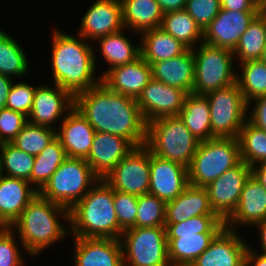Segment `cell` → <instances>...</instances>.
Instances as JSON below:
<instances>
[{
    "label": "cell",
    "mask_w": 266,
    "mask_h": 266,
    "mask_svg": "<svg viewBox=\"0 0 266 266\" xmlns=\"http://www.w3.org/2000/svg\"><path fill=\"white\" fill-rule=\"evenodd\" d=\"M74 106L96 132L121 136L135 147L146 144L147 123L136 99L111 91L100 82L78 93Z\"/></svg>",
    "instance_id": "obj_1"
},
{
    "label": "cell",
    "mask_w": 266,
    "mask_h": 266,
    "mask_svg": "<svg viewBox=\"0 0 266 266\" xmlns=\"http://www.w3.org/2000/svg\"><path fill=\"white\" fill-rule=\"evenodd\" d=\"M52 33L51 70L54 84L69 91L74 97L98 85L101 78L95 76L96 53L94 45L85 38L68 35L59 29ZM77 37V38H76Z\"/></svg>",
    "instance_id": "obj_2"
},
{
    "label": "cell",
    "mask_w": 266,
    "mask_h": 266,
    "mask_svg": "<svg viewBox=\"0 0 266 266\" xmlns=\"http://www.w3.org/2000/svg\"><path fill=\"white\" fill-rule=\"evenodd\" d=\"M69 209L51 202L39 194L34 197L21 212L19 218L10 227L18 234L20 246L32 257H38L49 246L64 240L68 236Z\"/></svg>",
    "instance_id": "obj_3"
},
{
    "label": "cell",
    "mask_w": 266,
    "mask_h": 266,
    "mask_svg": "<svg viewBox=\"0 0 266 266\" xmlns=\"http://www.w3.org/2000/svg\"><path fill=\"white\" fill-rule=\"evenodd\" d=\"M69 226L73 237L120 239L123 231L114 209V190L103 179L69 210Z\"/></svg>",
    "instance_id": "obj_4"
},
{
    "label": "cell",
    "mask_w": 266,
    "mask_h": 266,
    "mask_svg": "<svg viewBox=\"0 0 266 266\" xmlns=\"http://www.w3.org/2000/svg\"><path fill=\"white\" fill-rule=\"evenodd\" d=\"M217 215H199L175 224H165L171 266H191L225 228Z\"/></svg>",
    "instance_id": "obj_5"
},
{
    "label": "cell",
    "mask_w": 266,
    "mask_h": 266,
    "mask_svg": "<svg viewBox=\"0 0 266 266\" xmlns=\"http://www.w3.org/2000/svg\"><path fill=\"white\" fill-rule=\"evenodd\" d=\"M199 143L179 116H165L147 123L145 145L150 152L186 168Z\"/></svg>",
    "instance_id": "obj_6"
},
{
    "label": "cell",
    "mask_w": 266,
    "mask_h": 266,
    "mask_svg": "<svg viewBox=\"0 0 266 266\" xmlns=\"http://www.w3.org/2000/svg\"><path fill=\"white\" fill-rule=\"evenodd\" d=\"M99 180L85 159L67 157L38 194L70 210Z\"/></svg>",
    "instance_id": "obj_7"
},
{
    "label": "cell",
    "mask_w": 266,
    "mask_h": 266,
    "mask_svg": "<svg viewBox=\"0 0 266 266\" xmlns=\"http://www.w3.org/2000/svg\"><path fill=\"white\" fill-rule=\"evenodd\" d=\"M240 162L238 138L214 137L202 141L188 167V182L192 186L206 187Z\"/></svg>",
    "instance_id": "obj_8"
},
{
    "label": "cell",
    "mask_w": 266,
    "mask_h": 266,
    "mask_svg": "<svg viewBox=\"0 0 266 266\" xmlns=\"http://www.w3.org/2000/svg\"><path fill=\"white\" fill-rule=\"evenodd\" d=\"M193 50L195 95H206L211 91L223 89L236 83L233 52L226 48L200 43Z\"/></svg>",
    "instance_id": "obj_9"
},
{
    "label": "cell",
    "mask_w": 266,
    "mask_h": 266,
    "mask_svg": "<svg viewBox=\"0 0 266 266\" xmlns=\"http://www.w3.org/2000/svg\"><path fill=\"white\" fill-rule=\"evenodd\" d=\"M120 242L124 266H171L165 227H132Z\"/></svg>",
    "instance_id": "obj_10"
},
{
    "label": "cell",
    "mask_w": 266,
    "mask_h": 266,
    "mask_svg": "<svg viewBox=\"0 0 266 266\" xmlns=\"http://www.w3.org/2000/svg\"><path fill=\"white\" fill-rule=\"evenodd\" d=\"M210 108V125L213 137L238 138L247 121L248 103L237 83L204 95Z\"/></svg>",
    "instance_id": "obj_11"
},
{
    "label": "cell",
    "mask_w": 266,
    "mask_h": 266,
    "mask_svg": "<svg viewBox=\"0 0 266 266\" xmlns=\"http://www.w3.org/2000/svg\"><path fill=\"white\" fill-rule=\"evenodd\" d=\"M113 190L135 196L149 194L150 150L146 145L132 149L103 179Z\"/></svg>",
    "instance_id": "obj_12"
},
{
    "label": "cell",
    "mask_w": 266,
    "mask_h": 266,
    "mask_svg": "<svg viewBox=\"0 0 266 266\" xmlns=\"http://www.w3.org/2000/svg\"><path fill=\"white\" fill-rule=\"evenodd\" d=\"M250 175L251 167L241 161L205 187L211 207L221 220L226 221L236 209Z\"/></svg>",
    "instance_id": "obj_13"
},
{
    "label": "cell",
    "mask_w": 266,
    "mask_h": 266,
    "mask_svg": "<svg viewBox=\"0 0 266 266\" xmlns=\"http://www.w3.org/2000/svg\"><path fill=\"white\" fill-rule=\"evenodd\" d=\"M187 95L186 91L152 78L137 98V104L148 123L165 116H178Z\"/></svg>",
    "instance_id": "obj_14"
},
{
    "label": "cell",
    "mask_w": 266,
    "mask_h": 266,
    "mask_svg": "<svg viewBox=\"0 0 266 266\" xmlns=\"http://www.w3.org/2000/svg\"><path fill=\"white\" fill-rule=\"evenodd\" d=\"M73 107L74 96L69 91L57 84L50 87L41 83L37 85L28 122L55 129L53 124L62 121Z\"/></svg>",
    "instance_id": "obj_15"
},
{
    "label": "cell",
    "mask_w": 266,
    "mask_h": 266,
    "mask_svg": "<svg viewBox=\"0 0 266 266\" xmlns=\"http://www.w3.org/2000/svg\"><path fill=\"white\" fill-rule=\"evenodd\" d=\"M121 30H126L121 0H96L83 15L77 34L95 42Z\"/></svg>",
    "instance_id": "obj_16"
},
{
    "label": "cell",
    "mask_w": 266,
    "mask_h": 266,
    "mask_svg": "<svg viewBox=\"0 0 266 266\" xmlns=\"http://www.w3.org/2000/svg\"><path fill=\"white\" fill-rule=\"evenodd\" d=\"M259 13L221 9L203 31V43L233 51L242 34Z\"/></svg>",
    "instance_id": "obj_17"
},
{
    "label": "cell",
    "mask_w": 266,
    "mask_h": 266,
    "mask_svg": "<svg viewBox=\"0 0 266 266\" xmlns=\"http://www.w3.org/2000/svg\"><path fill=\"white\" fill-rule=\"evenodd\" d=\"M188 185V168L150 152L149 194L169 202Z\"/></svg>",
    "instance_id": "obj_18"
},
{
    "label": "cell",
    "mask_w": 266,
    "mask_h": 266,
    "mask_svg": "<svg viewBox=\"0 0 266 266\" xmlns=\"http://www.w3.org/2000/svg\"><path fill=\"white\" fill-rule=\"evenodd\" d=\"M74 266H124L120 239L73 237Z\"/></svg>",
    "instance_id": "obj_19"
},
{
    "label": "cell",
    "mask_w": 266,
    "mask_h": 266,
    "mask_svg": "<svg viewBox=\"0 0 266 266\" xmlns=\"http://www.w3.org/2000/svg\"><path fill=\"white\" fill-rule=\"evenodd\" d=\"M242 237L225 227L191 266H245L249 244Z\"/></svg>",
    "instance_id": "obj_20"
},
{
    "label": "cell",
    "mask_w": 266,
    "mask_h": 266,
    "mask_svg": "<svg viewBox=\"0 0 266 266\" xmlns=\"http://www.w3.org/2000/svg\"><path fill=\"white\" fill-rule=\"evenodd\" d=\"M135 146L121 136L95 132L91 150L85 159L93 172L104 179L112 169L132 150Z\"/></svg>",
    "instance_id": "obj_21"
},
{
    "label": "cell",
    "mask_w": 266,
    "mask_h": 266,
    "mask_svg": "<svg viewBox=\"0 0 266 266\" xmlns=\"http://www.w3.org/2000/svg\"><path fill=\"white\" fill-rule=\"evenodd\" d=\"M59 122L61 126L56 129V137L67 157L86 159L96 132L94 128L75 106Z\"/></svg>",
    "instance_id": "obj_22"
},
{
    "label": "cell",
    "mask_w": 266,
    "mask_h": 266,
    "mask_svg": "<svg viewBox=\"0 0 266 266\" xmlns=\"http://www.w3.org/2000/svg\"><path fill=\"white\" fill-rule=\"evenodd\" d=\"M266 220V189L251 174L241 192L239 203L225 221L226 228L238 231V226H254Z\"/></svg>",
    "instance_id": "obj_23"
},
{
    "label": "cell",
    "mask_w": 266,
    "mask_h": 266,
    "mask_svg": "<svg viewBox=\"0 0 266 266\" xmlns=\"http://www.w3.org/2000/svg\"><path fill=\"white\" fill-rule=\"evenodd\" d=\"M151 79L150 64L139 57L132 63L112 68L101 78V82L111 91L137 100Z\"/></svg>",
    "instance_id": "obj_24"
},
{
    "label": "cell",
    "mask_w": 266,
    "mask_h": 266,
    "mask_svg": "<svg viewBox=\"0 0 266 266\" xmlns=\"http://www.w3.org/2000/svg\"><path fill=\"white\" fill-rule=\"evenodd\" d=\"M38 191L26 180L2 176L0 179V226L11 227Z\"/></svg>",
    "instance_id": "obj_25"
},
{
    "label": "cell",
    "mask_w": 266,
    "mask_h": 266,
    "mask_svg": "<svg viewBox=\"0 0 266 266\" xmlns=\"http://www.w3.org/2000/svg\"><path fill=\"white\" fill-rule=\"evenodd\" d=\"M149 64L153 79L179 88L188 94L193 93L195 67L192 49H188L178 57Z\"/></svg>",
    "instance_id": "obj_26"
},
{
    "label": "cell",
    "mask_w": 266,
    "mask_h": 266,
    "mask_svg": "<svg viewBox=\"0 0 266 266\" xmlns=\"http://www.w3.org/2000/svg\"><path fill=\"white\" fill-rule=\"evenodd\" d=\"M199 215H216L205 187L188 185L174 200L166 202L165 224H175Z\"/></svg>",
    "instance_id": "obj_27"
},
{
    "label": "cell",
    "mask_w": 266,
    "mask_h": 266,
    "mask_svg": "<svg viewBox=\"0 0 266 266\" xmlns=\"http://www.w3.org/2000/svg\"><path fill=\"white\" fill-rule=\"evenodd\" d=\"M139 35L141 57L148 63L175 58L188 50L160 27L146 30Z\"/></svg>",
    "instance_id": "obj_28"
},
{
    "label": "cell",
    "mask_w": 266,
    "mask_h": 266,
    "mask_svg": "<svg viewBox=\"0 0 266 266\" xmlns=\"http://www.w3.org/2000/svg\"><path fill=\"white\" fill-rule=\"evenodd\" d=\"M121 3L125 29L139 34L160 27L164 12L156 0H121Z\"/></svg>",
    "instance_id": "obj_29"
},
{
    "label": "cell",
    "mask_w": 266,
    "mask_h": 266,
    "mask_svg": "<svg viewBox=\"0 0 266 266\" xmlns=\"http://www.w3.org/2000/svg\"><path fill=\"white\" fill-rule=\"evenodd\" d=\"M95 42L99 44L100 55L110 65L101 72L100 78L112 68L132 63L141 57L140 43H132L123 30L98 38Z\"/></svg>",
    "instance_id": "obj_30"
},
{
    "label": "cell",
    "mask_w": 266,
    "mask_h": 266,
    "mask_svg": "<svg viewBox=\"0 0 266 266\" xmlns=\"http://www.w3.org/2000/svg\"><path fill=\"white\" fill-rule=\"evenodd\" d=\"M178 116L200 142L214 138L210 125V108L204 95L188 94Z\"/></svg>",
    "instance_id": "obj_31"
},
{
    "label": "cell",
    "mask_w": 266,
    "mask_h": 266,
    "mask_svg": "<svg viewBox=\"0 0 266 266\" xmlns=\"http://www.w3.org/2000/svg\"><path fill=\"white\" fill-rule=\"evenodd\" d=\"M160 28L188 49L203 42V30L185 10L164 13Z\"/></svg>",
    "instance_id": "obj_32"
},
{
    "label": "cell",
    "mask_w": 266,
    "mask_h": 266,
    "mask_svg": "<svg viewBox=\"0 0 266 266\" xmlns=\"http://www.w3.org/2000/svg\"><path fill=\"white\" fill-rule=\"evenodd\" d=\"M266 45V13L262 10L249 24L232 51L240 63L260 60Z\"/></svg>",
    "instance_id": "obj_33"
},
{
    "label": "cell",
    "mask_w": 266,
    "mask_h": 266,
    "mask_svg": "<svg viewBox=\"0 0 266 266\" xmlns=\"http://www.w3.org/2000/svg\"><path fill=\"white\" fill-rule=\"evenodd\" d=\"M66 158L61 142L55 137L40 154L35 156L30 184L39 191Z\"/></svg>",
    "instance_id": "obj_34"
},
{
    "label": "cell",
    "mask_w": 266,
    "mask_h": 266,
    "mask_svg": "<svg viewBox=\"0 0 266 266\" xmlns=\"http://www.w3.org/2000/svg\"><path fill=\"white\" fill-rule=\"evenodd\" d=\"M18 41L0 29V74L13 79L28 73L29 62Z\"/></svg>",
    "instance_id": "obj_35"
},
{
    "label": "cell",
    "mask_w": 266,
    "mask_h": 266,
    "mask_svg": "<svg viewBox=\"0 0 266 266\" xmlns=\"http://www.w3.org/2000/svg\"><path fill=\"white\" fill-rule=\"evenodd\" d=\"M242 72L237 71L236 83L247 103L266 95V63L261 60H249L238 63Z\"/></svg>",
    "instance_id": "obj_36"
},
{
    "label": "cell",
    "mask_w": 266,
    "mask_h": 266,
    "mask_svg": "<svg viewBox=\"0 0 266 266\" xmlns=\"http://www.w3.org/2000/svg\"><path fill=\"white\" fill-rule=\"evenodd\" d=\"M241 161L250 167L266 162V131L248 120L238 135Z\"/></svg>",
    "instance_id": "obj_37"
},
{
    "label": "cell",
    "mask_w": 266,
    "mask_h": 266,
    "mask_svg": "<svg viewBox=\"0 0 266 266\" xmlns=\"http://www.w3.org/2000/svg\"><path fill=\"white\" fill-rule=\"evenodd\" d=\"M35 156L18 149L11 142L0 143V163L4 176L20 178L30 183Z\"/></svg>",
    "instance_id": "obj_38"
},
{
    "label": "cell",
    "mask_w": 266,
    "mask_h": 266,
    "mask_svg": "<svg viewBox=\"0 0 266 266\" xmlns=\"http://www.w3.org/2000/svg\"><path fill=\"white\" fill-rule=\"evenodd\" d=\"M56 137V129L27 123L11 142L22 151L37 156Z\"/></svg>",
    "instance_id": "obj_39"
},
{
    "label": "cell",
    "mask_w": 266,
    "mask_h": 266,
    "mask_svg": "<svg viewBox=\"0 0 266 266\" xmlns=\"http://www.w3.org/2000/svg\"><path fill=\"white\" fill-rule=\"evenodd\" d=\"M138 208L134 227H165L166 202L151 194L137 198Z\"/></svg>",
    "instance_id": "obj_40"
},
{
    "label": "cell",
    "mask_w": 266,
    "mask_h": 266,
    "mask_svg": "<svg viewBox=\"0 0 266 266\" xmlns=\"http://www.w3.org/2000/svg\"><path fill=\"white\" fill-rule=\"evenodd\" d=\"M138 196L114 190V209L120 229L125 231L135 226Z\"/></svg>",
    "instance_id": "obj_41"
},
{
    "label": "cell",
    "mask_w": 266,
    "mask_h": 266,
    "mask_svg": "<svg viewBox=\"0 0 266 266\" xmlns=\"http://www.w3.org/2000/svg\"><path fill=\"white\" fill-rule=\"evenodd\" d=\"M36 88L37 86L30 85L28 82H13L8 94L6 108L28 116L33 106Z\"/></svg>",
    "instance_id": "obj_42"
},
{
    "label": "cell",
    "mask_w": 266,
    "mask_h": 266,
    "mask_svg": "<svg viewBox=\"0 0 266 266\" xmlns=\"http://www.w3.org/2000/svg\"><path fill=\"white\" fill-rule=\"evenodd\" d=\"M15 231L10 227L0 228V266H24Z\"/></svg>",
    "instance_id": "obj_43"
},
{
    "label": "cell",
    "mask_w": 266,
    "mask_h": 266,
    "mask_svg": "<svg viewBox=\"0 0 266 266\" xmlns=\"http://www.w3.org/2000/svg\"><path fill=\"white\" fill-rule=\"evenodd\" d=\"M204 31L221 10L220 0H187L184 9Z\"/></svg>",
    "instance_id": "obj_44"
},
{
    "label": "cell",
    "mask_w": 266,
    "mask_h": 266,
    "mask_svg": "<svg viewBox=\"0 0 266 266\" xmlns=\"http://www.w3.org/2000/svg\"><path fill=\"white\" fill-rule=\"evenodd\" d=\"M28 123V116L8 108L0 109V143L12 142Z\"/></svg>",
    "instance_id": "obj_45"
},
{
    "label": "cell",
    "mask_w": 266,
    "mask_h": 266,
    "mask_svg": "<svg viewBox=\"0 0 266 266\" xmlns=\"http://www.w3.org/2000/svg\"><path fill=\"white\" fill-rule=\"evenodd\" d=\"M255 103L251 108V103ZM247 120L256 127L266 131V95L257 97L248 103Z\"/></svg>",
    "instance_id": "obj_46"
},
{
    "label": "cell",
    "mask_w": 266,
    "mask_h": 266,
    "mask_svg": "<svg viewBox=\"0 0 266 266\" xmlns=\"http://www.w3.org/2000/svg\"><path fill=\"white\" fill-rule=\"evenodd\" d=\"M221 9L239 12H261L263 0H220Z\"/></svg>",
    "instance_id": "obj_47"
},
{
    "label": "cell",
    "mask_w": 266,
    "mask_h": 266,
    "mask_svg": "<svg viewBox=\"0 0 266 266\" xmlns=\"http://www.w3.org/2000/svg\"><path fill=\"white\" fill-rule=\"evenodd\" d=\"M253 246H248L245 254V266H266V254L256 252L252 249Z\"/></svg>",
    "instance_id": "obj_48"
},
{
    "label": "cell",
    "mask_w": 266,
    "mask_h": 266,
    "mask_svg": "<svg viewBox=\"0 0 266 266\" xmlns=\"http://www.w3.org/2000/svg\"><path fill=\"white\" fill-rule=\"evenodd\" d=\"M13 80L15 79L0 74V109L6 108L7 98L14 82Z\"/></svg>",
    "instance_id": "obj_49"
},
{
    "label": "cell",
    "mask_w": 266,
    "mask_h": 266,
    "mask_svg": "<svg viewBox=\"0 0 266 266\" xmlns=\"http://www.w3.org/2000/svg\"><path fill=\"white\" fill-rule=\"evenodd\" d=\"M164 13L184 10L187 0H156Z\"/></svg>",
    "instance_id": "obj_50"
},
{
    "label": "cell",
    "mask_w": 266,
    "mask_h": 266,
    "mask_svg": "<svg viewBox=\"0 0 266 266\" xmlns=\"http://www.w3.org/2000/svg\"><path fill=\"white\" fill-rule=\"evenodd\" d=\"M251 174L266 189V162L252 166Z\"/></svg>",
    "instance_id": "obj_51"
},
{
    "label": "cell",
    "mask_w": 266,
    "mask_h": 266,
    "mask_svg": "<svg viewBox=\"0 0 266 266\" xmlns=\"http://www.w3.org/2000/svg\"><path fill=\"white\" fill-rule=\"evenodd\" d=\"M260 231V253L266 254V220L254 225Z\"/></svg>",
    "instance_id": "obj_52"
},
{
    "label": "cell",
    "mask_w": 266,
    "mask_h": 266,
    "mask_svg": "<svg viewBox=\"0 0 266 266\" xmlns=\"http://www.w3.org/2000/svg\"><path fill=\"white\" fill-rule=\"evenodd\" d=\"M260 60L266 63V45L264 47L263 54H262Z\"/></svg>",
    "instance_id": "obj_53"
},
{
    "label": "cell",
    "mask_w": 266,
    "mask_h": 266,
    "mask_svg": "<svg viewBox=\"0 0 266 266\" xmlns=\"http://www.w3.org/2000/svg\"><path fill=\"white\" fill-rule=\"evenodd\" d=\"M263 11L266 13V0H263Z\"/></svg>",
    "instance_id": "obj_54"
},
{
    "label": "cell",
    "mask_w": 266,
    "mask_h": 266,
    "mask_svg": "<svg viewBox=\"0 0 266 266\" xmlns=\"http://www.w3.org/2000/svg\"><path fill=\"white\" fill-rule=\"evenodd\" d=\"M3 173H2V168H1V163H0V179L2 178Z\"/></svg>",
    "instance_id": "obj_55"
}]
</instances>
